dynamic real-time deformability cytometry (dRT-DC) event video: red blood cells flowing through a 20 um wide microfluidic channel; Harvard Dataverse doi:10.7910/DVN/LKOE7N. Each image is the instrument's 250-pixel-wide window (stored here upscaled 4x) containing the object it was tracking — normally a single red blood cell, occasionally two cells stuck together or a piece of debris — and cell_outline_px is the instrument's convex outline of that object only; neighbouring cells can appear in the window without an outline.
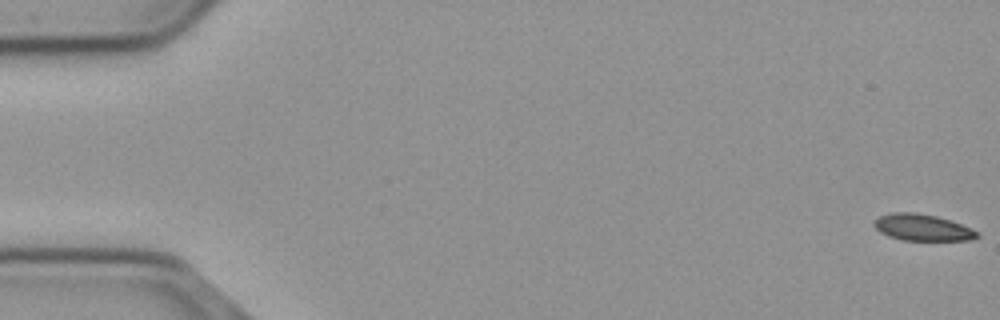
{"species": "common noctule bat (a hibernating species)", "species_latin": "Nyctalus noctula", "temperature_condition": "cold", "stored_images_in_passage": 56, "camera_frame_rate_fps": 3000, "um_per_image_px": 0.085, "animal": {"sex": "male", "body_mass_g": 23.1, "forearm_length_mm": 52.7}, "frame": {"image": 1, "passage_image": 1, "time_ms": 0.0, "image_size_px": [1000, 320], "cell_outline_px": [[980, 236], [968, 240], [904, 240], [888, 236], [880, 232], [872, 224], [880, 216], [892, 212], [916, 212], [936, 216], [960, 224], [976, 232]], "centroid_in_image_um": [78.35, 19.33], "position_along_channel_um": 6.7, "area_um2": 15.61}}
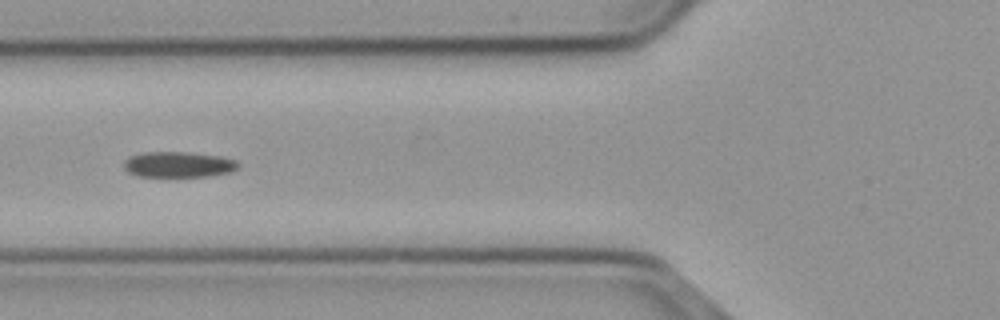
{"frame": {"image": 2, "passage_image": 22, "time_ms": 7.0, "image_size_px": [1000, 320], "cell_outline_px": [[240, 164], [236, 168], [228, 172], [208, 176], [136, 176], [128, 172], [124, 168], [124, 160], [128, 156], [144, 152], [184, 152], [220, 156], [236, 160]], "centroid_in_image_um": [15.12, 13.97], "position_along_channel_um": 110.7, "area_um2": 16.99}}
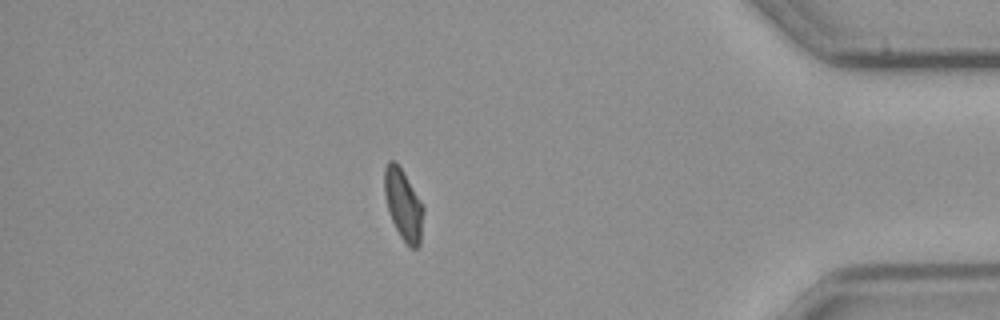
{"frame": {"image": 3, "passage_image": 49, "time_ms": 16.0, "image_size_px": [1000, 320], "cell_outline_px": [[424, 212], [420, 244], [416, 248], [412, 248], [400, 236], [392, 220], [388, 208], [384, 192], [384, 168], [388, 160], [392, 160], [400, 168], [424, 208]], "centroid_in_image_um": [34.28, 17.42], "position_along_channel_um": 400.9, "area_um2": 15.55}, "authors_computed_cell_mechanics": {"area_um2": 16.7331, "velocity_mm_per_s": 3.6891, "shape_relaxation_time_tau1_ms": 8.7979, "shape_relaxation_time_tau2_ms": null, "deformation_change_tau1": 0.1473, "deformation_change_tau2": null}}